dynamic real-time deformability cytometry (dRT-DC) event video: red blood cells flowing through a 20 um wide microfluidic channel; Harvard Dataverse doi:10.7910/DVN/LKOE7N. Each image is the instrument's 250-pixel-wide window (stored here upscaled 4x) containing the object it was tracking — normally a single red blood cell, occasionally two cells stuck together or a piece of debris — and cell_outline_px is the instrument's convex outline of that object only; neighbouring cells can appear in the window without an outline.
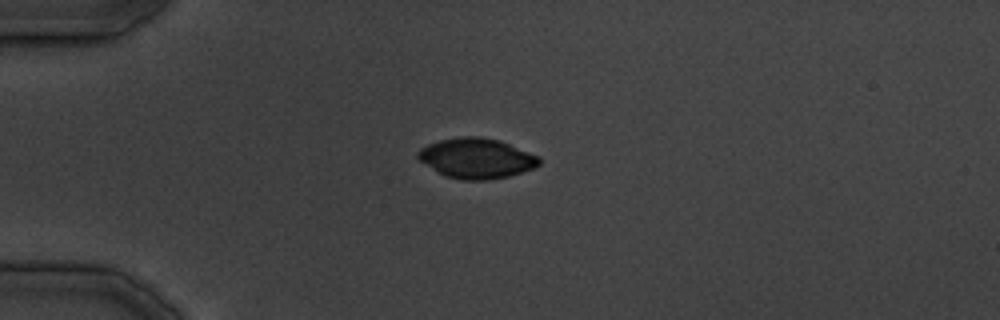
{"species": "common noctule bat (a hibernating species)", "species_latin": "Nyctalus noctula", "temperature_condition": "cold", "stored_images_in_passage": 10, "camera_frame_rate_fps": 3000, "um_per_image_px": 0.085, "animal": {"sex": "male", "body_mass_g": 19.5, "forearm_length_mm": 54.6}, "frame": {"image": 1, "passage_image": 1, "time_ms": 0.0, "image_size_px": [1000, 320], "cell_outline_px": [[540, 164], [536, 168], [508, 176], [488, 180], [460, 180], [444, 176], [420, 160], [416, 156], [416, 152], [420, 148], [428, 144], [440, 140], [460, 136], [480, 136], [500, 140], [540, 156]], "centroid_in_image_um": [40.52, 13.45], "position_along_channel_um": 44.5, "area_um2": 28.61}}